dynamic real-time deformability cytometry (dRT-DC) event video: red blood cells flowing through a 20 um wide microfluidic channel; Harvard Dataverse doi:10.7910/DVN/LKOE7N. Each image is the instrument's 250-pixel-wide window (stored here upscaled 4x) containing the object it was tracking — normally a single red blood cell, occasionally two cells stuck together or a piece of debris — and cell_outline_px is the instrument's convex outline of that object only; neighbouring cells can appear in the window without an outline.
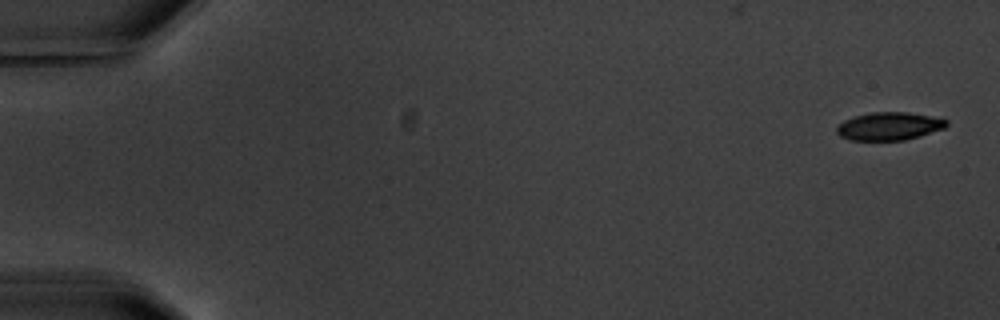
{"species": "common noctule bat (a hibernating species)", "species_latin": "Nyctalus noctula", "temperature_condition": "warm", "stored_images_in_passage": 5, "camera_frame_rate_fps": 3000, "um_per_image_px": 0.085, "animal": {"sex": "male", "body_mass_g": 20.1, "forearm_length_mm": 53.5}, "frame": {"image": 1, "passage_image": 1, "time_ms": 0.0, "image_size_px": [1000, 320], "cell_outline_px": [[948, 124], [944, 128], [920, 136], [904, 140], [848, 140], [840, 136], [836, 132], [836, 128], [844, 120], [856, 116], [872, 112], [908, 112], [948, 120]], "centroid_in_image_um": [75.56, 10.73], "position_along_channel_um": 9.4, "area_um2": 17.74}}
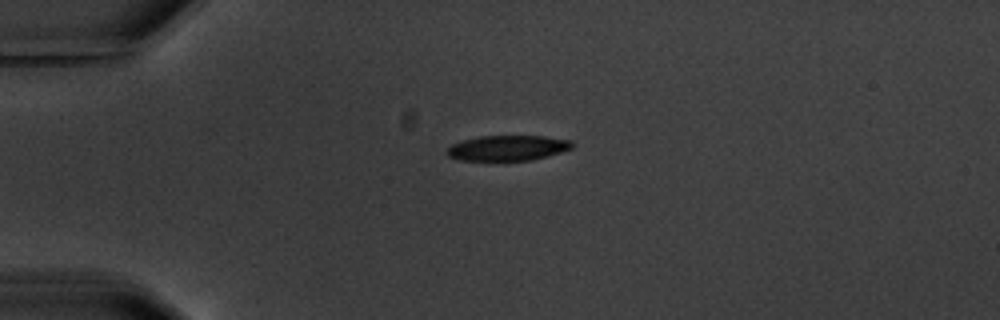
{"frame": {"image": 2, "passage_image": 4, "time_ms": 4.333, "image_size_px": [1000, 320], "cell_outline_px": [[572, 148], [548, 156], [532, 160], [504, 164], [460, 160], [448, 156], [444, 152], [452, 144], [464, 140], [480, 136], [544, 136], [572, 140]], "centroid_in_image_um": [43.11, 12.64], "position_along_channel_um": 41.9, "area_um2": 19.42}}